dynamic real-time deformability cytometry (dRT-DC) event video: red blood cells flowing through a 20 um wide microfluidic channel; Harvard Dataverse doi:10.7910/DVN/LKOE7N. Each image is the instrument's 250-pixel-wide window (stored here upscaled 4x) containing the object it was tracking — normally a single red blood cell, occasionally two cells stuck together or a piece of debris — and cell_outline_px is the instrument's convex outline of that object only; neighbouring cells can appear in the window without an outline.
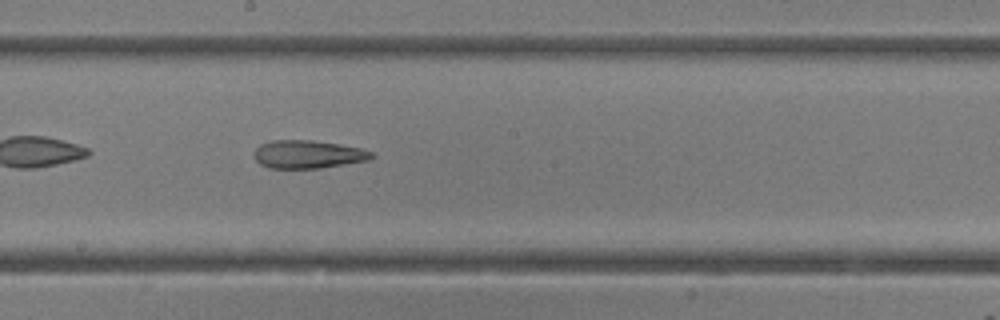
{"species": "common noctule bat (a hibernating species)", "species_latin": "Nyctalus noctula", "temperature_condition": "room temperature", "stored_images_in_passage": 16, "camera_frame_rate_fps": 3000, "um_per_image_px": 0.085, "animal": {"sex": "female"}, "frame": {"image": 1, "passage_image": 16, "time_ms": 5.0, "image_size_px": [1000, 320], "cell_outline_px": [[376, 156], [372, 160], [320, 168], [268, 168], [260, 164], [252, 156], [252, 152], [260, 144], [272, 140], [312, 140], [340, 144], [360, 148], [372, 152]], "centroid_in_image_um": [26.18, 13.12], "position_along_channel_um": 222.0, "area_um2": 19.54}}